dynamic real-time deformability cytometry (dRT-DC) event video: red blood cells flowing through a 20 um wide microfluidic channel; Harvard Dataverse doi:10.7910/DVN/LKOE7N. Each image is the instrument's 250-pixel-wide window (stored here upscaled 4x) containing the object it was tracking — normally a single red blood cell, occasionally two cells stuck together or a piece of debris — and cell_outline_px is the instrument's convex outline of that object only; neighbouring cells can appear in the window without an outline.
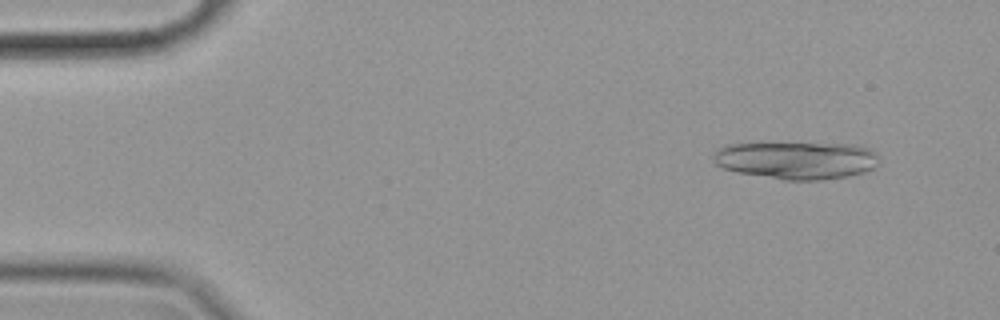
{"species": "common noctule bat (a hibernating species)", "species_latin": "Nyctalus noctula", "temperature_condition": "cold", "stored_images_in_passage": 32, "camera_frame_rate_fps": 3000, "um_per_image_px": 0.085, "animal": {"sex": "female", "body_mass_g": 19.9}, "frame": {"image": 1, "passage_image": 5, "time_ms": 1.333, "image_size_px": [1000, 320], "cell_outline_px": [[880, 160], [872, 168], [864, 172], [848, 176], [820, 180], [784, 180], [736, 172], [724, 168], [716, 164], [712, 160], [712, 152], [724, 144], [764, 140], [852, 144], [868, 148]], "centroid_in_image_um": [67.57, 13.56], "position_along_channel_um": 17.4, "area_um2": 37.92}}